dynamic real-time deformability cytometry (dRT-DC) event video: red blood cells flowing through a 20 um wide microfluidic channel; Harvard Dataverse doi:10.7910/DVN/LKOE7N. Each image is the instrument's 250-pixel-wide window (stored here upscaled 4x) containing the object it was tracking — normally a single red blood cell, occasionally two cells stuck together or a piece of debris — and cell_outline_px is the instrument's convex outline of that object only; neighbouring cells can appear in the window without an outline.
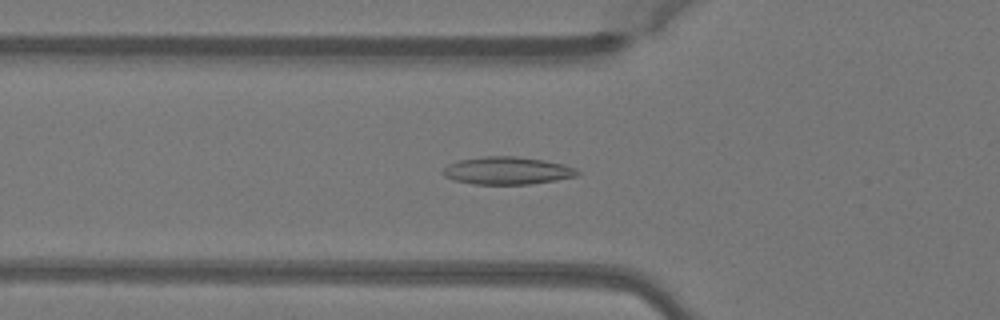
{"species": "Egyptian fruit bat (a non-hibernating species)", "species_latin": "Rousettus aegyptiacus", "temperature_condition": "warm", "stored_images_in_passage": 50, "camera_frame_rate_fps": 3000, "um_per_image_px": 0.085, "animal": {"sex": "female"}, "frame": {"image": 1, "passage_image": 18, "time_ms": 5.667, "image_size_px": [1000, 320], "cell_outline_px": [[580, 172], [576, 176], [556, 180], [528, 184], [472, 184], [456, 180], [444, 176], [440, 172], [448, 164], [460, 160], [484, 156], [516, 156], [544, 160], [564, 164], [576, 168]], "centroid_in_image_um": [43.11, 14.5], "position_along_channel_um": 82.7, "area_um2": 21.62}}
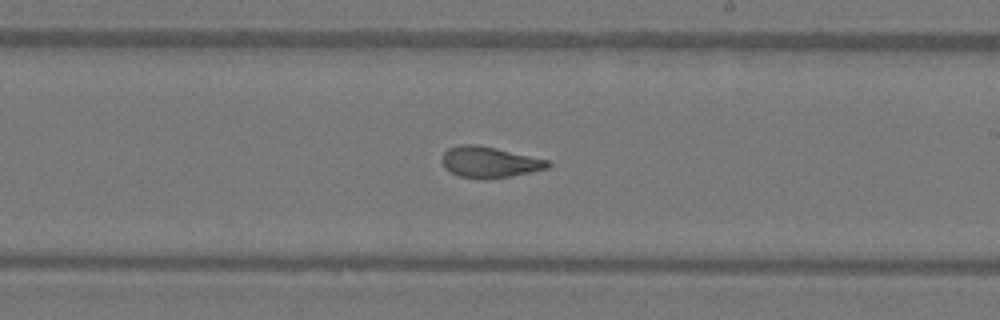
{"frame": {"image": 2, "passage_image": 30, "time_ms": 9.667, "image_size_px": [1000, 320], "cell_outline_px": [[552, 164], [548, 168], [508, 176], [484, 180], [460, 176], [444, 168], [440, 160], [440, 156], [448, 148], [460, 144], [476, 144], [496, 148], [552, 160]], "centroid_in_image_um": [41.59, 13.77], "position_along_channel_um": 247.4, "area_um2": 19.36}}
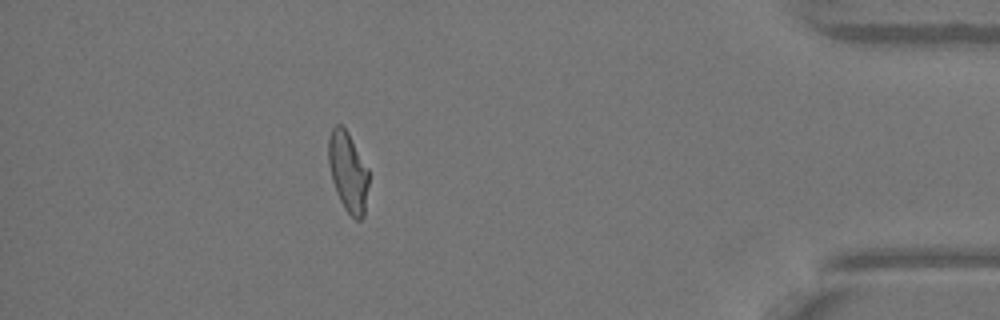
{"frame": {"image": 3, "passage_image": 45, "time_ms": 14.667, "image_size_px": [1000, 320], "cell_outline_px": [[368, 184], [364, 216], [360, 220], [356, 220], [344, 208], [336, 192], [332, 180], [328, 164], [328, 136], [332, 128], [336, 124], [340, 124], [348, 132], [368, 168]], "centroid_in_image_um": [29.57, 14.59], "position_along_channel_um": 405.6, "area_um2": 18.79}, "authors_computed_cell_mechanics": {"area_um2": 19.6231, "velocity_mm_per_s": 4.1015, "shape_relaxation_time_tau1_ms": 6.2317, "shape_relaxation_time_tau2_ms": 1.2803, "deformation_change_tau1": 0.1826, "deformation_change_tau2": 0.0738}}